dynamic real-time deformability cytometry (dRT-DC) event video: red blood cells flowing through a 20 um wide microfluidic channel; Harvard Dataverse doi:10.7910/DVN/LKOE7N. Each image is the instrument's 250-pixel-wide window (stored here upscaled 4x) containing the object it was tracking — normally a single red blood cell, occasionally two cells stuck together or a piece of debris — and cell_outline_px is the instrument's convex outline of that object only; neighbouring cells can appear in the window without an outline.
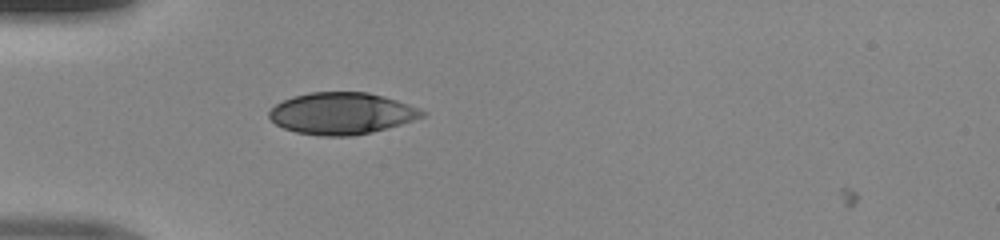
{"species": "human", "species_latin": "Homo sapiens", "temperature_condition": "room temperature", "stored_images_in_passage": 2, "camera_frame_rate_fps": 3000, "um_per_image_px": 0.085, "donor": {"sex": "male"}, "frame": {"image": 1, "passage_image": 1, "time_ms": 0.0, "image_size_px": [1000, 240], "cell_outline_px": [[428, 112], [424, 116], [400, 124], [372, 132], [352, 136], [320, 136], [296, 132], [284, 128], [276, 124], [268, 116], [268, 112], [276, 104], [292, 96], [308, 92], [368, 92], [396, 100], [420, 108]], "centroid_in_image_um": [29.03, 9.64], "position_along_channel_um": 56.0, "area_um2": 37.17}}